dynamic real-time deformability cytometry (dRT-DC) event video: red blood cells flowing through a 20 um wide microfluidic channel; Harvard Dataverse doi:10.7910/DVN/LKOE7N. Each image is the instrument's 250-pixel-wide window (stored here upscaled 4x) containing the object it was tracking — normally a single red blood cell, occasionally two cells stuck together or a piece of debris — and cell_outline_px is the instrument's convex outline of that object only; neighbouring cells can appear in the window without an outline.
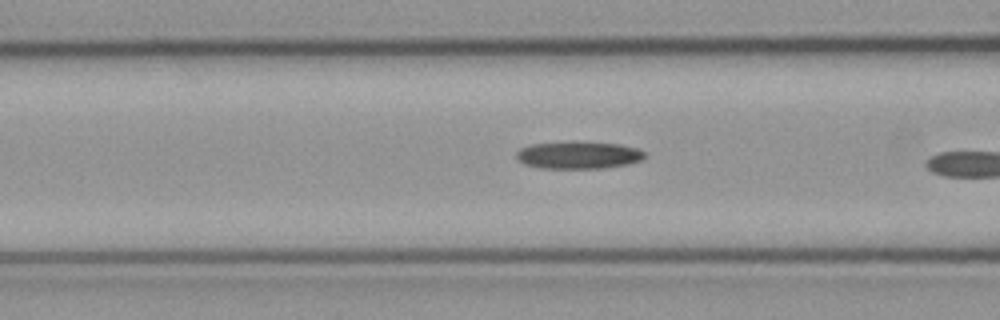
{"species": "common noctule bat (a hibernating species)", "species_latin": "Nyctalus noctula", "temperature_condition": "cold", "stored_images_in_passage": 15, "camera_frame_rate_fps": 3000, "um_per_image_px": 0.085, "animal": {"sex": "male", "body_mass_g": 23.1, "forearm_length_mm": 52.7}, "frame": {"image": 1, "passage_image": 9, "time_ms": 2.667, "image_size_px": [1000, 320], "cell_outline_px": [[644, 156], [640, 160], [628, 164], [600, 168], [540, 168], [524, 164], [516, 156], [516, 152], [520, 148], [532, 144], [572, 140], [576, 140], [620, 144], [640, 148], [644, 152]], "centroid_in_image_um": [49.16, 13.15], "position_along_channel_um": 117.4, "area_um2": 20.81}}
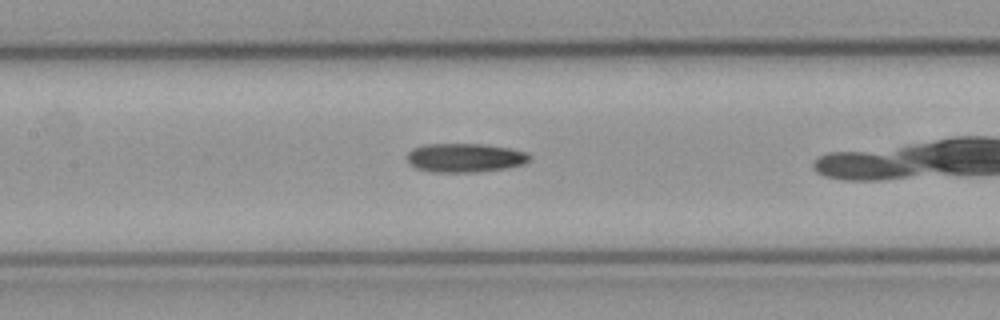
{"frame": {"image": 2, "passage_image": 13, "time_ms": 4.0, "image_size_px": [1000, 320], "cell_outline_px": [[532, 160], [524, 164], [508, 168], [476, 172], [432, 172], [416, 168], [408, 164], [408, 152], [412, 148], [424, 144], [484, 144], [508, 148], [528, 152], [532, 156]], "centroid_in_image_um": [39.55, 13.41], "position_along_channel_um": 167.8, "area_um2": 20.92}}